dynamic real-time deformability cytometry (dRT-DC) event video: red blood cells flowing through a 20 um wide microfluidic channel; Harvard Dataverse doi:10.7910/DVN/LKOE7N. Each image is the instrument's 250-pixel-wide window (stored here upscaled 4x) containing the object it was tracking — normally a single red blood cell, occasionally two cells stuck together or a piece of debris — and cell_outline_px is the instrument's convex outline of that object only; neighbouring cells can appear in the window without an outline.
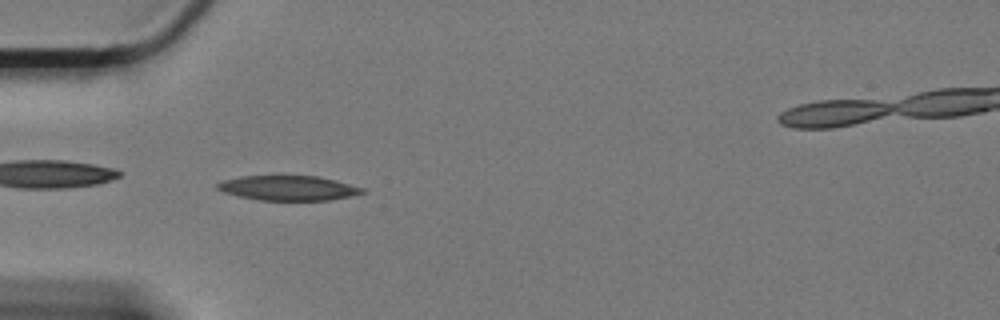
{"species": "Egyptian fruit bat (a non-hibernating species)", "species_latin": "Rousettus aegyptiacus", "temperature_condition": "cold", "stored_images_in_passage": 40, "camera_frame_rate_fps": 3000, "um_per_image_px": 0.085, "animal": {"sex": "female"}, "frame": {"image": 1, "passage_image": 1, "time_ms": 0.0, "image_size_px": [1000, 320], "cell_outline_px": [[364, 192], [348, 196], [328, 200], [260, 200], [240, 196], [224, 192], [216, 188], [216, 184], [224, 180], [240, 176], [316, 176], [336, 180], [364, 188]], "centroid_in_image_um": [24.48, 15.97], "position_along_channel_um": 60.5, "area_um2": 20.63}}
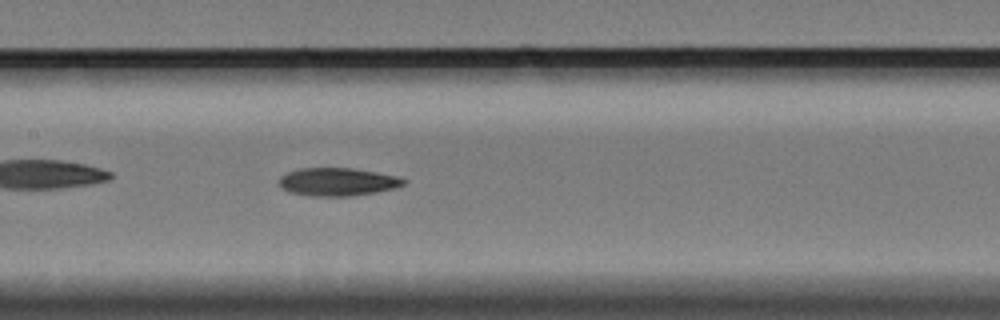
{"frame": {"image": 2, "passage_image": 12, "time_ms": 3.667, "image_size_px": [1000, 320], "cell_outline_px": [[408, 180], [404, 184], [396, 188], [376, 192], [348, 196], [312, 196], [288, 192], [280, 184], [280, 176], [288, 172], [300, 168], [352, 168], [400, 176]], "centroid_in_image_um": [28.74, 15.45], "position_along_channel_um": 178.7, "area_um2": 20.35}}
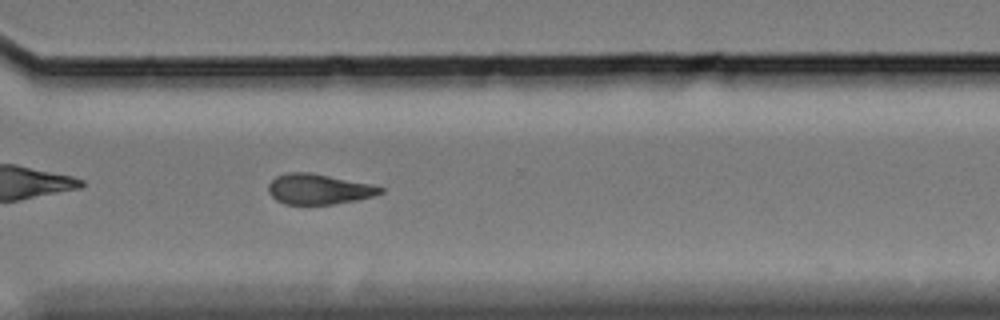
{"frame": {"image": 3, "passage_image": 27, "time_ms": 8.667, "image_size_px": [1000, 320], "cell_outline_px": [[384, 192], [372, 196], [356, 200], [332, 204], [284, 204], [276, 200], [268, 192], [268, 184], [276, 176], [288, 172], [308, 172], [368, 184], [384, 188]], "centroid_in_image_um": [27.03, 16.08], "position_along_channel_um": 343.6, "area_um2": 19.48}}